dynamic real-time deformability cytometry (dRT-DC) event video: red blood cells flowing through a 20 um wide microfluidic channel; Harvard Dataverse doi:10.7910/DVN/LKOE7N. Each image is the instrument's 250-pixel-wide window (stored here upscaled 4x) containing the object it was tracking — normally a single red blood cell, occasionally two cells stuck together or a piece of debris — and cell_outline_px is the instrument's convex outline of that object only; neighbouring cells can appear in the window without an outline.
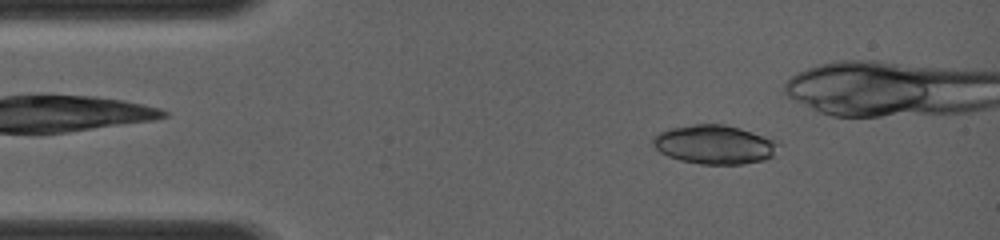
{"species": "common noctule bat (a hibernating species)", "species_latin": "Nyctalus noctula", "temperature_condition": "room temperature", "stored_images_in_passage": 3, "camera_frame_rate_fps": 4000, "um_per_image_px": 0.085, "animal": {"sex": "female", "body_mass_g": 19.0, "forearm_length_mm": 56.7}, "frame": {"image": 1, "passage_image": 1, "time_ms": 0.0, "image_size_px": [1000, 240], "cell_outline_px": [[780, 144], [772, 156], [764, 160], [744, 164], [700, 164], [680, 160], [668, 156], [660, 152], [652, 144], [652, 136], [668, 128], [692, 124], [724, 124], [740, 128], [780, 140]], "centroid_in_image_um": [60.75, 12.27], "position_along_channel_um": 24.3, "area_um2": 28.84}}